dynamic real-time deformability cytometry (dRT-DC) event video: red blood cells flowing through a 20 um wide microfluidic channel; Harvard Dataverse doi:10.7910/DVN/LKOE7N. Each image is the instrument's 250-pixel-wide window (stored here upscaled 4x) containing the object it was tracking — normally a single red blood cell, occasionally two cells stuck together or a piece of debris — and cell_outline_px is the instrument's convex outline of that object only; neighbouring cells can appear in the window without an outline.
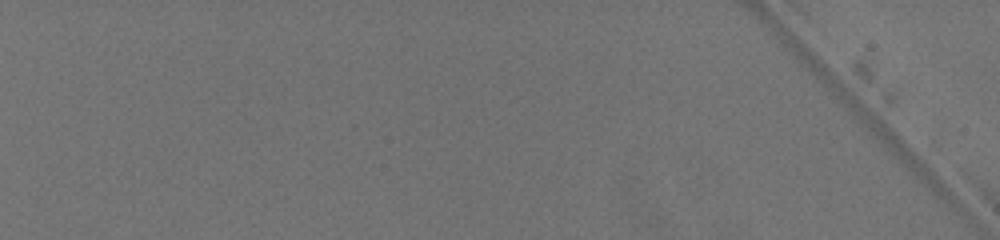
{"species": "common noctule bat (a hibernating species)", "species_latin": "Nyctalus noctula", "temperature_condition": "warm", "stored_images_in_passage": 2, "camera_frame_rate_fps": 3000, "um_per_image_px": 0.085, "animal": {"sex": "female", "body_mass_g": 19.5, "forearm_length_mm": 54.1}, "frame": {"image": 1, "passage_image": 1, "time_ms": 0.0, "image_size_px": [1000, 240], "cell_outline_px": [[216, 172], [208, 188], [172, 220], [160, 220], [152, 216], [152, 208], [160, 200], [184, 180], [208, 164], [212, 164], [216, 168]], "centroid_in_image_um": [15.65, 16.5], "position_along_channel_um": 69.3, "area_um2": 11.04}}